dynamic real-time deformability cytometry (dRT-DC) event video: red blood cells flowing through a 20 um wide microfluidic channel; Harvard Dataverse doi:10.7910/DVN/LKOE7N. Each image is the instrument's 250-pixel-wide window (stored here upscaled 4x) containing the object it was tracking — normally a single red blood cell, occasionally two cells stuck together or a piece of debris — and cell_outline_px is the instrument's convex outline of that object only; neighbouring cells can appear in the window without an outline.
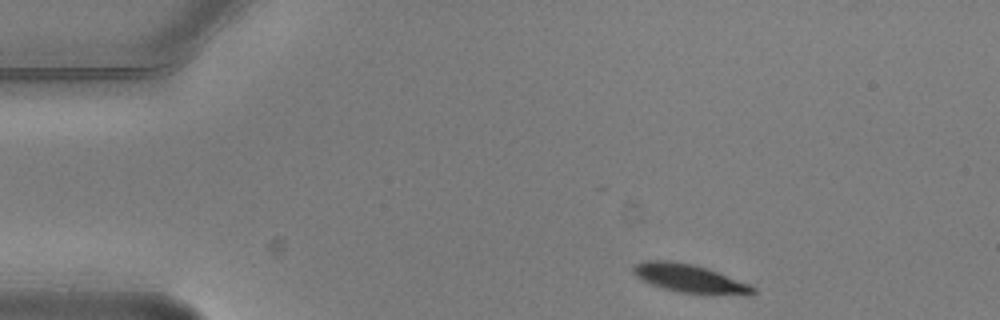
{"species": "common noctule bat (a hibernating species)", "species_latin": "Nyctalus noctula", "temperature_condition": "warm", "stored_images_in_passage": 9, "camera_frame_rate_fps": 3000, "um_per_image_px": 0.085, "animal": {"sex": "male", "body_mass_g": 20.5, "forearm_length_mm": 52.5}, "frame": {"image": 1, "passage_image": 1, "time_ms": 0.0, "image_size_px": [1000, 320], "cell_outline_px": [[756, 292], [744, 296], [676, 292], [652, 284], [636, 276], [632, 272], [632, 268], [636, 264], [648, 260], [668, 260], [692, 264], [716, 272], [748, 284], [756, 288]], "centroid_in_image_um": [58.62, 23.69], "position_along_channel_um": 26.4, "area_um2": 19.48}}
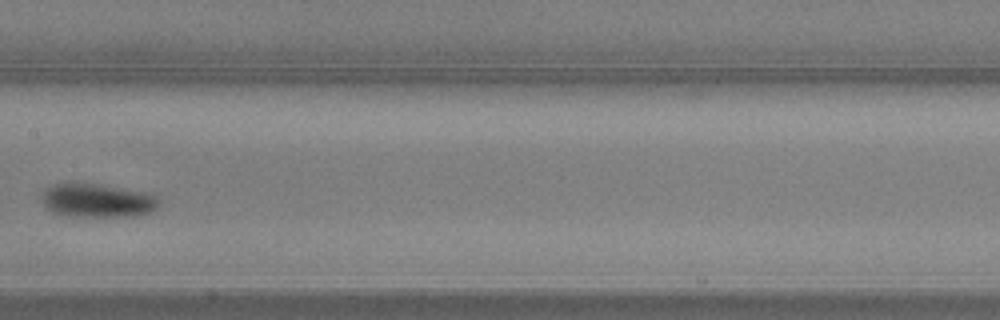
{"frame": {"image": 2, "passage_image": 6, "time_ms": 1.667, "image_size_px": [1000, 320], "cell_outline_px": [[160, 204], [156, 208], [148, 212], [132, 216], [64, 216], [52, 212], [44, 208], [40, 196], [44, 188], [52, 184], [100, 184], [148, 192], [156, 196], [160, 200]], "centroid_in_image_um": [8.23, 17.04], "position_along_channel_um": 199.2, "area_um2": 23.24}}
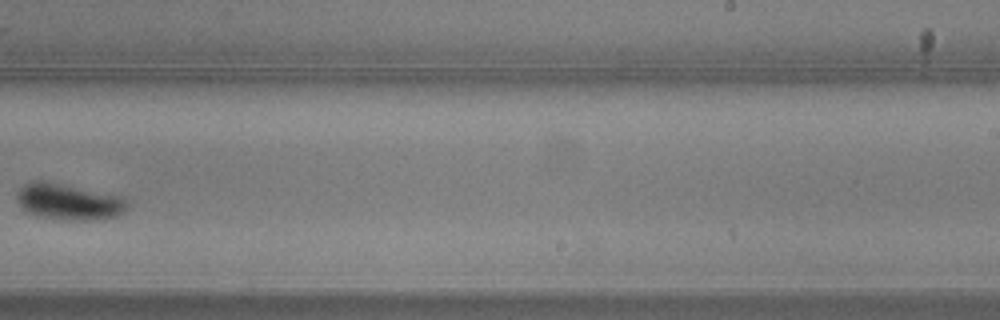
{"frame": {"image": 3, "passage_image": 8, "time_ms": 2.333, "image_size_px": [1000, 320], "cell_outline_px": [[128, 208], [116, 216], [88, 220], [68, 220], [40, 216], [28, 212], [16, 200], [16, 196], [20, 188], [24, 184], [32, 180], [44, 180], [124, 196], [128, 204]], "centroid_in_image_um": [5.85, 17.12], "position_along_channel_um": 283.2, "area_um2": 23.29}}